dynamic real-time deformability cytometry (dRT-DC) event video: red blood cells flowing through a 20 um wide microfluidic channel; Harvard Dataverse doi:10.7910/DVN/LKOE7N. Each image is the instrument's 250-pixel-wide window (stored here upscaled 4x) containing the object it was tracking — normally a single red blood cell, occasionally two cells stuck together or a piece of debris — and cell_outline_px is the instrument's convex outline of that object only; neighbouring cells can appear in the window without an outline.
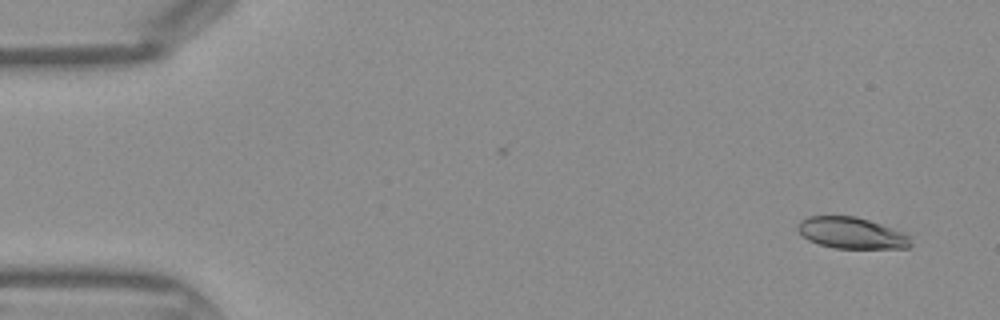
{"species": "Egyptian fruit bat (a non-hibernating species)", "species_latin": "Rousettus aegyptiacus", "temperature_condition": "warm", "stored_images_in_passage": 43, "camera_frame_rate_fps": 3000, "um_per_image_px": 0.085, "frame": {"image": 1, "passage_image": 2, "time_ms": 0.333, "image_size_px": [1000, 320], "cell_outline_px": [[912, 244], [908, 248], [836, 248], [820, 244], [808, 240], [796, 228], [796, 224], [800, 220], [808, 216], [856, 216], [904, 232], [908, 236]], "centroid_in_image_um": [72.36, 19.8], "position_along_channel_um": 12.6, "area_um2": 20.52}}
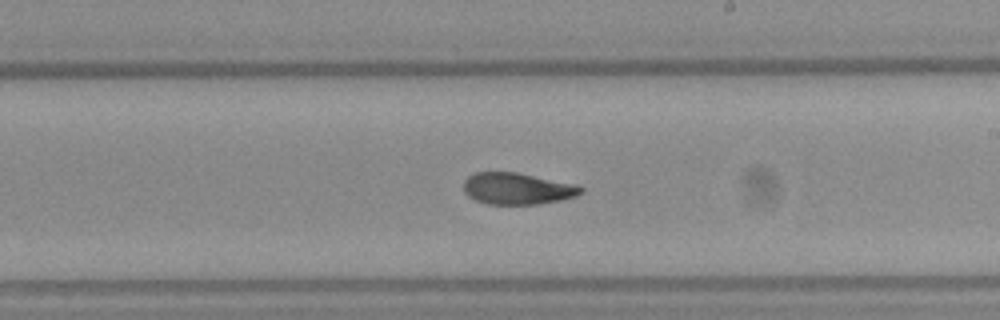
{"frame": {"image": 2, "passage_image": 25, "time_ms": 8.0, "image_size_px": [1000, 320], "cell_outline_px": [[584, 192], [576, 196], [560, 200], [536, 204], [488, 204], [476, 200], [468, 196], [464, 192], [464, 180], [468, 176], [476, 172], [516, 172], [576, 184], [584, 188]], "centroid_in_image_um": [43.98, 16.03], "position_along_channel_um": 245.0, "area_um2": 21.62}}
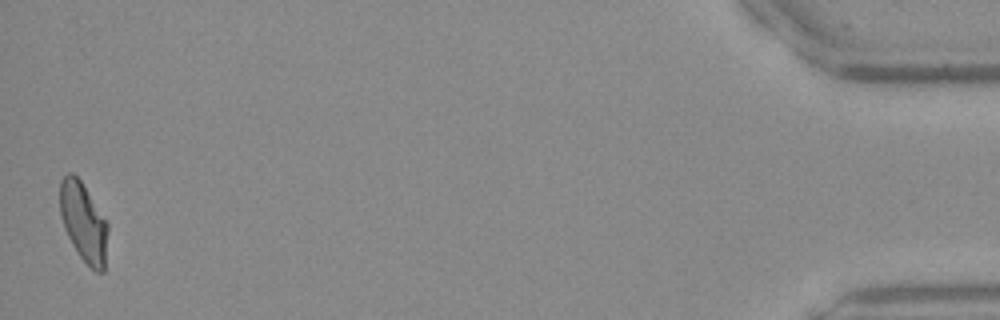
{"frame": {"image": 3, "passage_image": 43, "time_ms": 14.0, "image_size_px": [1000, 320], "cell_outline_px": [[108, 232], [104, 272], [96, 272], [80, 256], [72, 244], [64, 228], [60, 216], [60, 180], [68, 172], [72, 172], [80, 180], [108, 224]], "centroid_in_image_um": [7.09, 18.89], "position_along_channel_um": 428.1, "area_um2": 21.85}}